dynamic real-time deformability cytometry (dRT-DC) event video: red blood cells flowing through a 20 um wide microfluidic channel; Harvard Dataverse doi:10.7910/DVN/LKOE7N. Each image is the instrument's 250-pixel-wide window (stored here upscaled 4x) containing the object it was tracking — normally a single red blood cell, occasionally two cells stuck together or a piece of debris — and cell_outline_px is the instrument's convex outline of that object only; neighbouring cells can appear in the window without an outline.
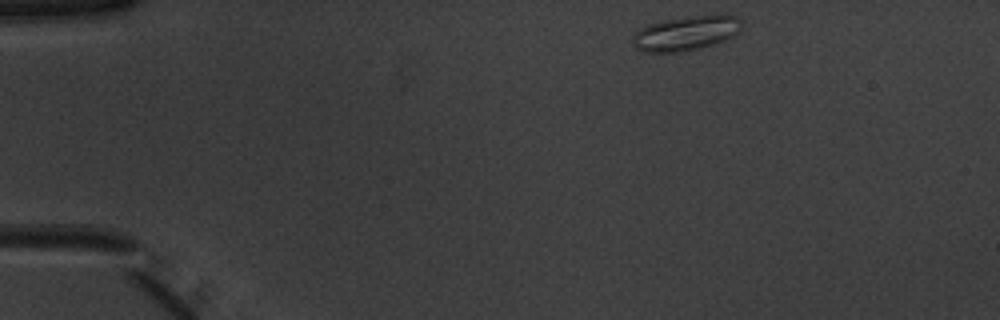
{"species": "common noctule bat (a hibernating species)", "species_latin": "Nyctalus noctula", "temperature_condition": "warm", "stored_images_in_passage": 44, "camera_frame_rate_fps": 3000, "um_per_image_px": 0.085, "animal": {"sex": "male", "body_mass_g": 20.1, "forearm_length_mm": 53.5}, "frame": {"image": 1, "passage_image": 1, "time_ms": 0.0, "image_size_px": [1000, 320], "cell_outline_px": [[740, 32], [716, 44], [700, 48], [680, 52], [640, 52], [632, 44], [632, 36], [640, 28], [648, 24], [660, 20], [688, 16], [736, 16], [740, 20]], "centroid_in_image_um": [58.23, 2.84], "position_along_channel_um": 26.8, "area_um2": 21.96}}
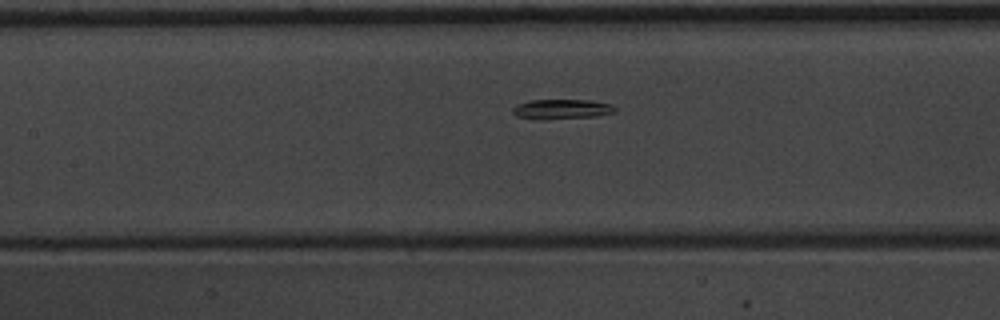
{"frame": {"image": 2, "passage_image": 17, "time_ms": 5.333, "image_size_px": [1000, 320], "cell_outline_px": [[616, 112], [596, 116], [516, 116], [512, 112], [512, 108], [516, 104], [532, 100], [588, 100], [612, 104], [616, 108]], "centroid_in_image_um": [47.83, 9.21], "position_along_channel_um": 159.6, "area_um2": 10.75}}
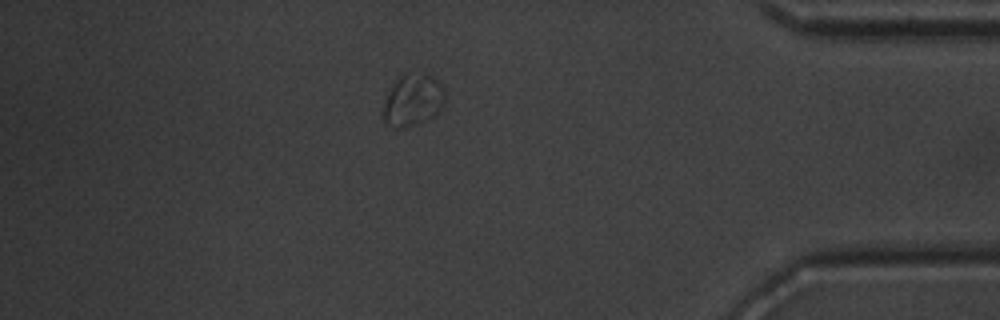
{"frame": {"image": 3, "passage_image": 38, "time_ms": 12.333, "image_size_px": [1000, 320], "cell_outline_px": [[444, 104], [428, 120], [420, 124], [404, 128], [396, 128], [388, 124], [384, 120], [384, 104], [396, 80], [404, 72], [408, 72], [432, 76], [444, 88]], "centroid_in_image_um": [35.11, 8.53], "position_along_channel_um": 400.1, "area_um2": 18.38}}